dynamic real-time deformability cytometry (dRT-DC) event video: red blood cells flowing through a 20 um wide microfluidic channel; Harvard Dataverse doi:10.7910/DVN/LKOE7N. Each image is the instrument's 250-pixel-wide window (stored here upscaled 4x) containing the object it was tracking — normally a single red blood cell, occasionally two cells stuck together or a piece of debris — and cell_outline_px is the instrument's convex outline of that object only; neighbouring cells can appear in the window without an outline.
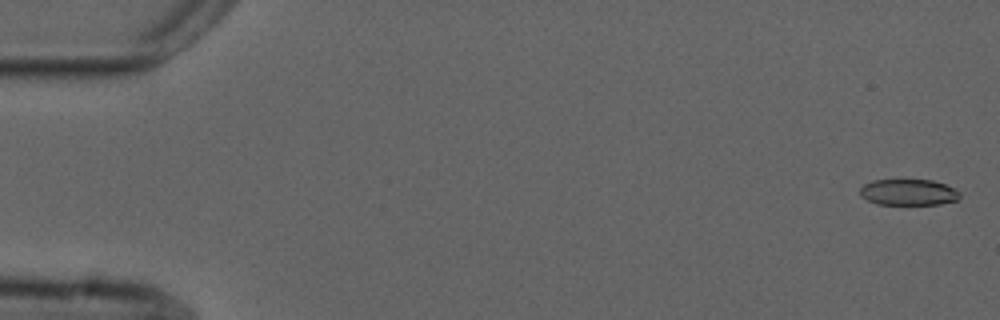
{"species": "common noctule bat (a hibernating species)", "species_latin": "Nyctalus noctula", "temperature_condition": "cold", "stored_images_in_passage": 5, "camera_frame_rate_fps": 3000, "um_per_image_px": 0.085, "animal": {"sex": "male", "forearm_length_mm": 52.5}, "frame": {"image": 1, "passage_image": 1, "time_ms": 0.0, "image_size_px": [1000, 320], "cell_outline_px": [[960, 196], [956, 200], [940, 204], [876, 204], [860, 196], [860, 188], [864, 184], [872, 180], [932, 180], [944, 184], [960, 192]], "centroid_in_image_um": [77.19, 16.34], "position_along_channel_um": 7.8, "area_um2": 15.09}}
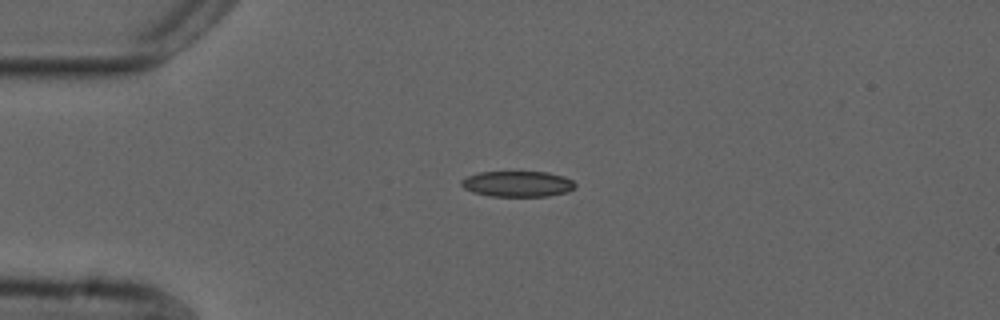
{"frame": {"image": 2, "passage_image": 4, "time_ms": 4.0, "image_size_px": [1000, 320], "cell_outline_px": [[576, 188], [568, 192], [548, 196], [492, 196], [472, 192], [464, 188], [460, 184], [460, 180], [468, 176], [480, 172], [548, 172], [564, 176], [572, 180], [576, 184]], "centroid_in_image_um": [44.02, 15.63], "position_along_channel_um": 41.0, "area_um2": 17.17}}